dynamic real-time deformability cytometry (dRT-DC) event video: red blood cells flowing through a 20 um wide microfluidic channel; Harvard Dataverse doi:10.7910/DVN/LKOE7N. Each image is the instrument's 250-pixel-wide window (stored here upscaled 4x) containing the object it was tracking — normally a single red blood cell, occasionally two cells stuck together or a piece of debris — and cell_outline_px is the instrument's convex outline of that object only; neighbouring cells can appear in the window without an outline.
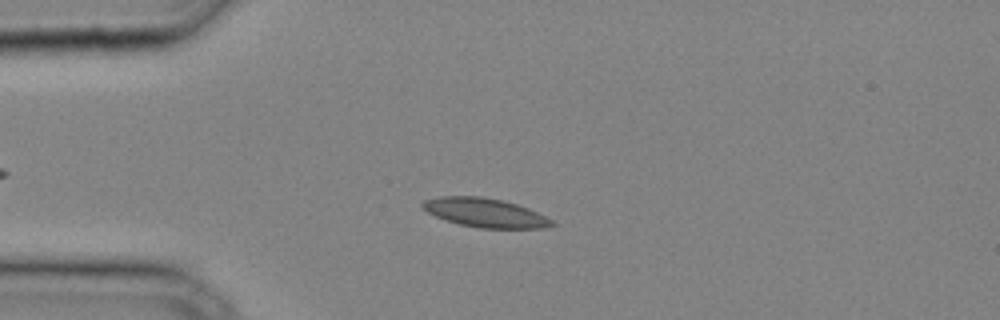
{"species": "common noctule bat (a hibernating species)", "species_latin": "Nyctalus noctula", "temperature_condition": "cold", "stored_images_in_passage": 27, "camera_frame_rate_fps": 3000, "um_per_image_px": 0.085, "animal": {"sex": "male", "body_mass_g": 20.4}, "frame": {"image": 1, "passage_image": 1, "time_ms": 0.0, "image_size_px": [1000, 320], "cell_outline_px": [[556, 224], [548, 228], [480, 228], [460, 224], [436, 216], [428, 212], [420, 204], [424, 200], [440, 196], [480, 196], [500, 200], [516, 204], [528, 208], [552, 220]], "centroid_in_image_um": [41.24, 18.08], "position_along_channel_um": 43.8, "area_um2": 21.56}}
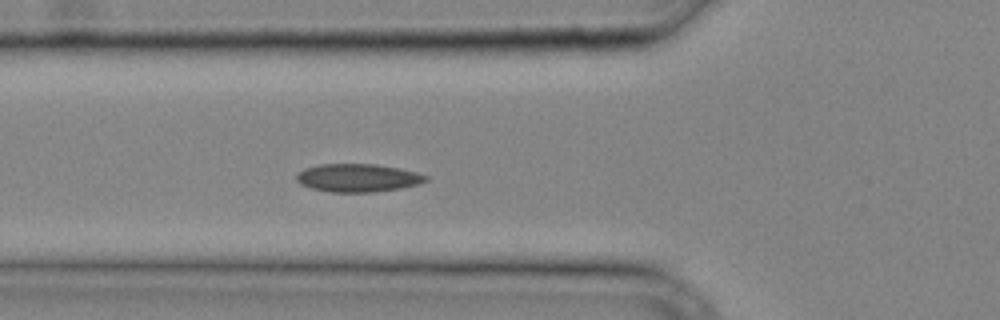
{"frame": {"image": 2, "passage_image": 5, "time_ms": 1.333, "image_size_px": [1000, 320], "cell_outline_px": [[428, 180], [420, 184], [400, 188], [372, 192], [328, 192], [312, 188], [300, 184], [296, 180], [296, 176], [304, 168], [320, 164], [376, 164], [400, 168], [416, 172], [428, 176]], "centroid_in_image_um": [30.43, 15.11], "position_along_channel_um": 95.4, "area_um2": 21.21}}